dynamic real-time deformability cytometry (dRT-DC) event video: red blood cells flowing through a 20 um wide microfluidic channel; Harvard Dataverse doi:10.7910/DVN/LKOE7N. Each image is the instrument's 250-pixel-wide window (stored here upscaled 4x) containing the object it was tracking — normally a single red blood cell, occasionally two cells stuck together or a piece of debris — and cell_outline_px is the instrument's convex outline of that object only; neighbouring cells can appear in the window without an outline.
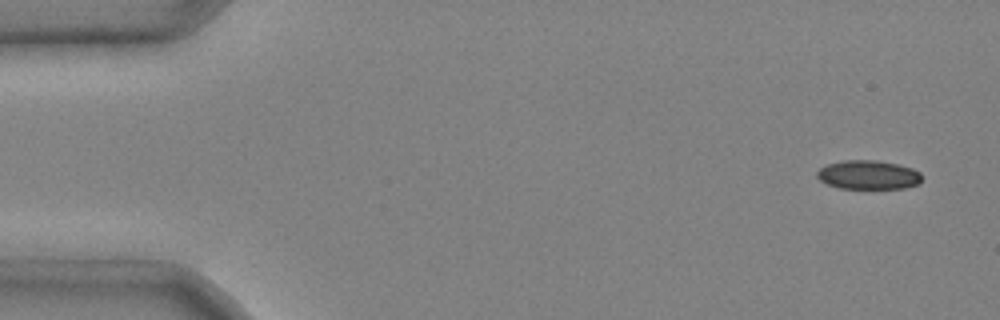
{"species": "common noctule bat (a hibernating species)", "species_latin": "Nyctalus noctula", "temperature_condition": "cold", "stored_images_in_passage": 4, "camera_frame_rate_fps": 3000, "um_per_image_px": 0.085, "animal": {"sex": "male", "body_mass_g": 20.4}, "frame": {"image": 1, "passage_image": 1, "time_ms": 0.0, "image_size_px": [1000, 320], "cell_outline_px": [[920, 184], [904, 188], [840, 188], [828, 184], [820, 180], [816, 176], [816, 172], [820, 168], [828, 164], [844, 160], [876, 160], [896, 164], [912, 168], [920, 172]], "centroid_in_image_um": [73.8, 14.86], "position_along_channel_um": 11.2, "area_um2": 17.57}}
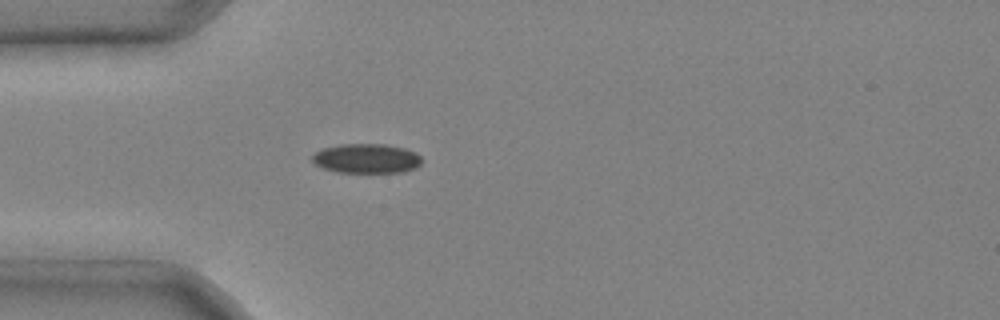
{"frame": {"image": 2, "passage_image": 4, "time_ms": 1.0, "image_size_px": [1000, 320], "cell_outline_px": [[424, 160], [416, 168], [404, 172], [336, 172], [324, 168], [316, 164], [312, 160], [312, 156], [316, 152], [324, 148], [340, 144], [384, 144], [404, 148], [416, 152]], "centroid_in_image_um": [31.2, 13.47], "position_along_channel_um": 53.8, "area_um2": 18.84}}